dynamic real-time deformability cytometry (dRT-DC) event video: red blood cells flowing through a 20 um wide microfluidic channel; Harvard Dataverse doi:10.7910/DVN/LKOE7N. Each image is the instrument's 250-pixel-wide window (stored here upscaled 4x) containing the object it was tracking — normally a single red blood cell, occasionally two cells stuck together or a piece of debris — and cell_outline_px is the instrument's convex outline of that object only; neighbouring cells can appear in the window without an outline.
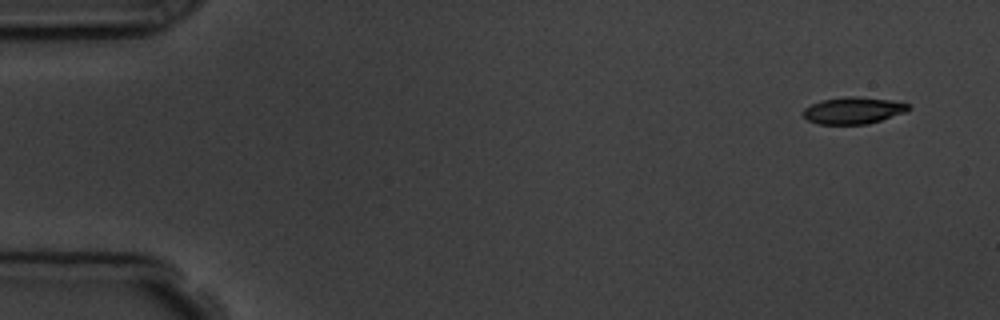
{"species": "common noctule bat (a hibernating species)", "species_latin": "Nyctalus noctula", "temperature_condition": "room temperature", "stored_images_in_passage": 9, "camera_frame_rate_fps": 3000, "um_per_image_px": 0.085, "animal": {"sex": "male", "body_mass_g": 19.5, "forearm_length_mm": 54.6}, "frame": {"image": 1, "passage_image": 1, "time_ms": 0.0, "image_size_px": [1000, 320], "cell_outline_px": [[912, 108], [904, 112], [868, 124], [820, 124], [808, 120], [804, 116], [804, 108], [820, 100], [848, 96], [856, 96], [892, 100], [908, 104]], "centroid_in_image_um": [72.53, 9.38], "position_along_channel_um": 12.5, "area_um2": 16.3}}